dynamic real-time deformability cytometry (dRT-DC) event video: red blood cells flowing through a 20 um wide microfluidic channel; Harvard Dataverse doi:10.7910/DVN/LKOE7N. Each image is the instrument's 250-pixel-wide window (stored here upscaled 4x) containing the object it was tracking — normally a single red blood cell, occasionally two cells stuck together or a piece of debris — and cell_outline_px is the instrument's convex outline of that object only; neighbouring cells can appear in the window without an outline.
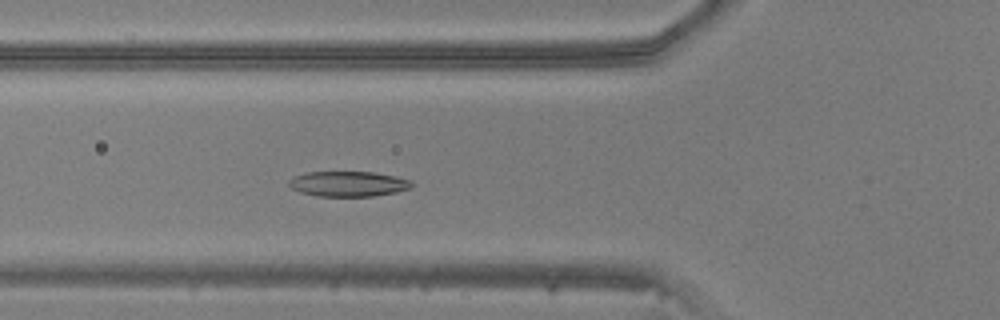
{"species": "common noctule bat (a hibernating species)", "species_latin": "Nyctalus noctula", "temperature_condition": "warm", "stored_images_in_passage": 49, "camera_frame_rate_fps": 3000, "um_per_image_px": 0.085, "animal": {"sex": "male", "body_mass_g": 20.5, "forearm_length_mm": 52.5}, "frame": {"image": 1, "passage_image": 18, "time_ms": 5.667, "image_size_px": [1000, 320], "cell_outline_px": [[416, 184], [412, 188], [396, 192], [372, 196], [320, 196], [300, 192], [292, 188], [288, 184], [288, 180], [296, 176], [308, 172], [372, 172], [396, 176], [412, 180]], "centroid_in_image_um": [29.67, 15.62], "position_along_channel_um": 96.1, "area_um2": 18.09}}
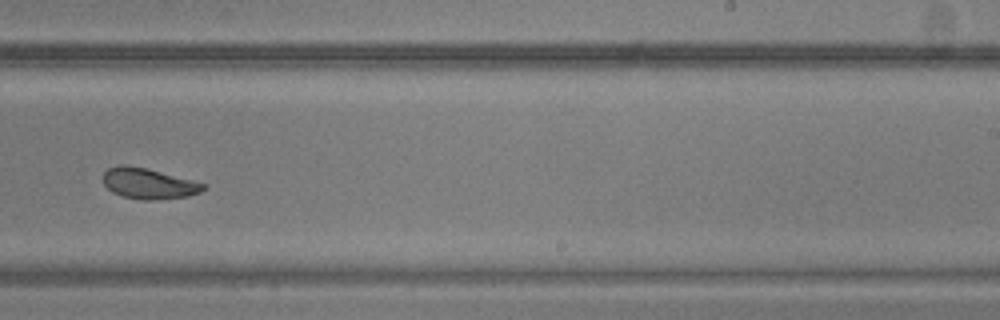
{"frame": {"image": 2, "passage_image": 31, "time_ms": 10.0, "image_size_px": [1000, 320], "cell_outline_px": [[208, 188], [200, 192], [188, 196], [156, 200], [144, 200], [124, 196], [112, 192], [104, 184], [104, 172], [108, 168], [120, 164], [124, 164], [144, 168], [208, 184]], "centroid_in_image_um": [12.66, 15.61], "position_along_channel_um": 276.3, "area_um2": 17.8}}
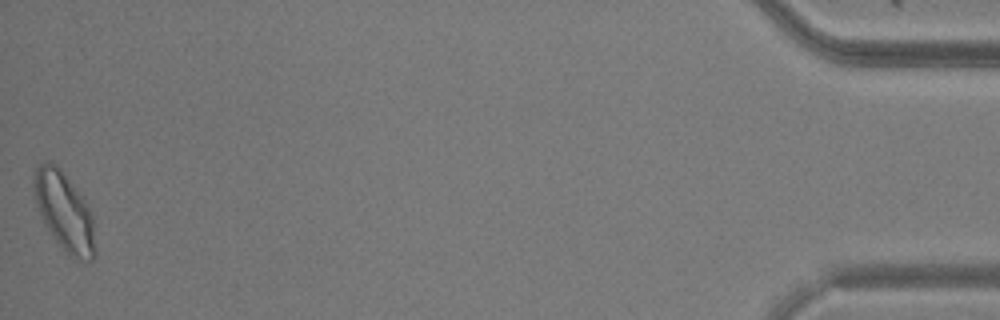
{"frame": {"image": 3, "passage_image": 49, "time_ms": 16.0, "image_size_px": [1000, 320], "cell_outline_px": [[96, 256], [92, 260], [88, 260], [72, 256], [56, 240], [40, 216], [36, 204], [32, 188], [32, 184], [36, 168], [40, 164], [48, 160], [56, 164], [60, 168], [84, 196], [92, 212], [96, 248]], "centroid_in_image_um": [5.48, 17.92], "position_along_channel_um": 429.7, "area_um2": 28.15}}